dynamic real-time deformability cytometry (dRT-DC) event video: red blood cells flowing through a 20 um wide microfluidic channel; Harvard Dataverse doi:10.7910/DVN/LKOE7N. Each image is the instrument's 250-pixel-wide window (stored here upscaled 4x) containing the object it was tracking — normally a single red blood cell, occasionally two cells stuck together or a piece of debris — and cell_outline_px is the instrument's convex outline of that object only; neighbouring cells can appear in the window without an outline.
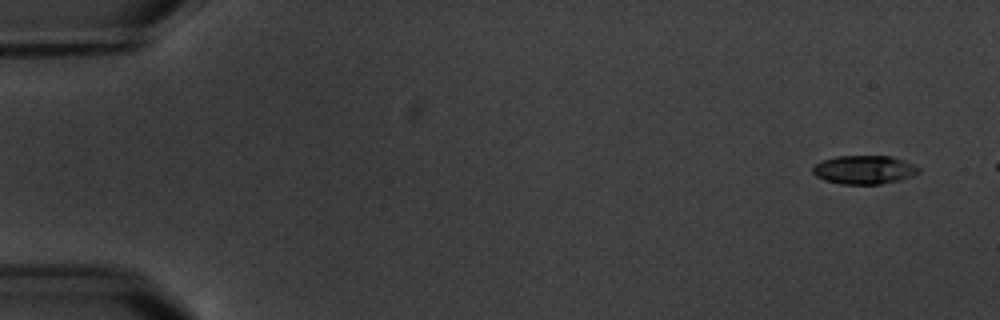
{"species": "common noctule bat (a hibernating species)", "species_latin": "Nyctalus noctula", "temperature_condition": "warm", "stored_images_in_passage": 4, "camera_frame_rate_fps": 3000, "um_per_image_px": 0.085, "animal": {"sex": "male", "body_mass_g": 20.1, "forearm_length_mm": 53.5}, "frame": {"image": 1, "passage_image": 1, "time_ms": 0.0, "image_size_px": [1000, 320], "cell_outline_px": [[920, 172], [912, 176], [900, 180], [880, 184], [840, 184], [824, 180], [816, 176], [812, 172], [812, 168], [816, 164], [824, 160], [836, 156], [888, 156], [904, 160], [920, 168]], "centroid_in_image_um": [73.46, 14.43], "position_along_channel_um": 11.5, "area_um2": 17.63}}